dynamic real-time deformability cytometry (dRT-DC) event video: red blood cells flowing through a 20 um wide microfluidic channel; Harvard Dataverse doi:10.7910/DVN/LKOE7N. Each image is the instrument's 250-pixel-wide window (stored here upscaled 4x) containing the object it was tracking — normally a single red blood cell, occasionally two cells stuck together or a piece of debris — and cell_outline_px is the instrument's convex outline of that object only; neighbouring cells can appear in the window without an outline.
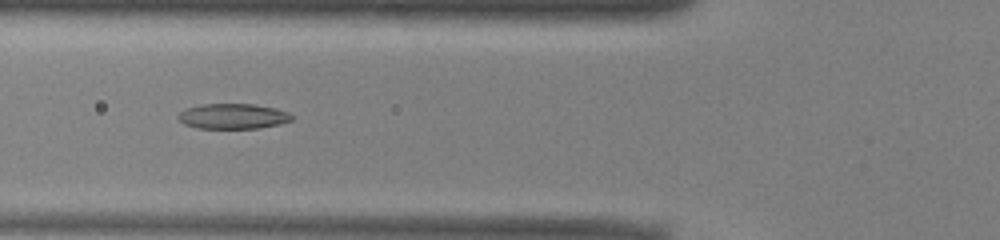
{"species": "common noctule bat (a hibernating species)", "species_latin": "Nyctalus noctula", "temperature_condition": "warm", "stored_images_in_passage": 48, "camera_frame_rate_fps": 3000, "um_per_image_px": 0.085, "animal": {"sex": "male", "body_mass_g": 13.0, "forearm_length_mm": 53.1}, "frame": {"image": 1, "passage_image": 15, "time_ms": 4.667, "image_size_px": [1000, 240], "cell_outline_px": [[292, 120], [280, 124], [260, 128], [196, 128], [184, 124], [176, 116], [180, 112], [188, 108], [200, 104], [252, 104], [276, 108], [288, 112], [292, 116]], "centroid_in_image_um": [19.8, 9.88], "position_along_channel_um": 106.0, "area_um2": 16.7}}
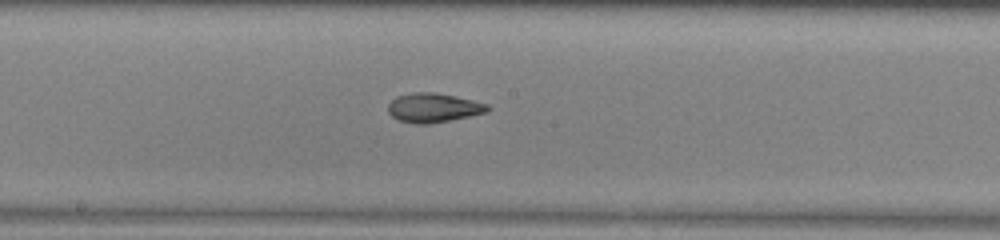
{"frame": {"image": 2, "passage_image": 23, "time_ms": 7.333, "image_size_px": [1000, 240], "cell_outline_px": [[492, 108], [488, 112], [428, 124], [416, 124], [400, 120], [392, 116], [388, 112], [388, 104], [396, 96], [412, 92], [436, 92], [456, 96], [488, 104]], "centroid_in_image_um": [36.84, 9.14], "position_along_channel_um": 211.4, "area_um2": 16.94}}
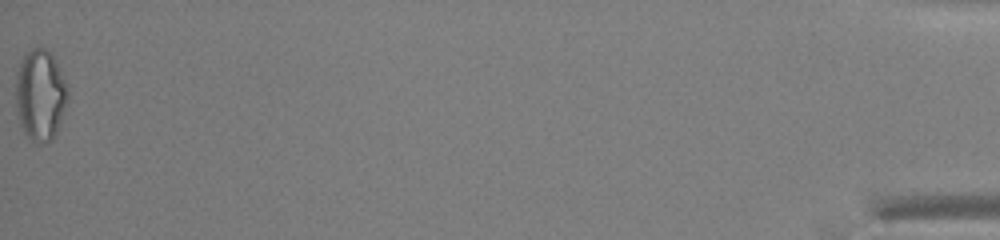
{"frame": {"image": 3, "passage_image": 48, "time_ms": 15.667, "image_size_px": [1000, 240], "cell_outline_px": [[68, 96], [56, 136], [52, 140], [40, 144], [32, 140], [24, 132], [20, 124], [16, 108], [16, 72], [20, 60], [32, 48], [44, 48], [52, 56], [68, 88]], "centroid_in_image_um": [3.4, 8.11], "position_along_channel_um": 431.8, "area_um2": 27.4}, "authors_computed_cell_mechanics": {"area_um2": 18.2648, "velocity_mm_per_s": 3.9472, "shape_relaxation_time_tau1_ms": 8.7804, "shape_relaxation_time_tau2_ms": 1.9523, "deformation_change_tau1": 0.2258, "deformation_change_tau2": 0.0955}}